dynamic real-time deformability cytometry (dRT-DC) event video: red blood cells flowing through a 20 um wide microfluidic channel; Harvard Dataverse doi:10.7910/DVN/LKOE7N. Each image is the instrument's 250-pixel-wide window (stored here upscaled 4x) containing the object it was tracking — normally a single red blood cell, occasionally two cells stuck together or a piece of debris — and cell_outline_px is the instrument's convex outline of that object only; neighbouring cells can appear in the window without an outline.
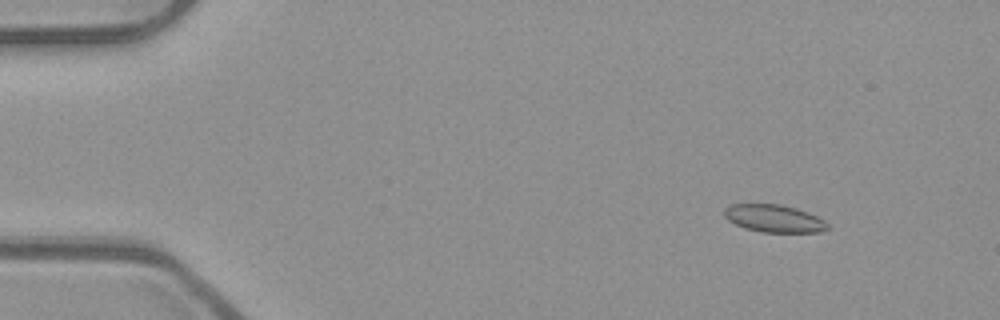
{"species": "common noctule bat (a hibernating species)", "species_latin": "Nyctalus noctula", "temperature_condition": "room temperature", "stored_images_in_passage": 53, "camera_frame_rate_fps": 3000, "um_per_image_px": 0.085, "animal": {"sex": "male", "body_mass_g": 23.1, "forearm_length_mm": 52.7}, "frame": {"image": 1, "passage_image": 6, "time_ms": 1.667, "image_size_px": [1000, 320], "cell_outline_px": [[828, 228], [820, 232], [760, 232], [744, 228], [728, 220], [724, 216], [724, 208], [732, 204], [780, 204], [796, 208], [808, 212], [824, 220], [828, 224]], "centroid_in_image_um": [65.78, 18.57], "position_along_channel_um": 19.2, "area_um2": 16.59}}
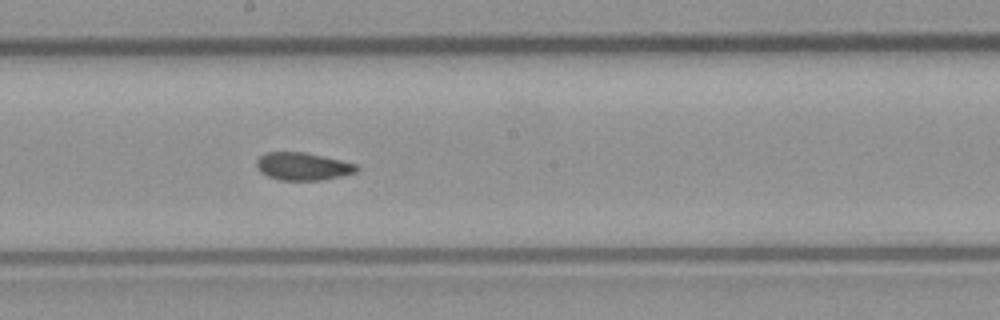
{"frame": {"image": 2, "passage_image": 29, "time_ms": 9.333, "image_size_px": [1000, 320], "cell_outline_px": [[360, 168], [356, 172], [324, 180], [280, 180], [268, 176], [260, 172], [256, 164], [256, 160], [260, 156], [268, 152], [304, 152], [340, 160], [356, 164]], "centroid_in_image_um": [25.74, 14.14], "position_along_channel_um": 222.5, "area_um2": 16.07}}
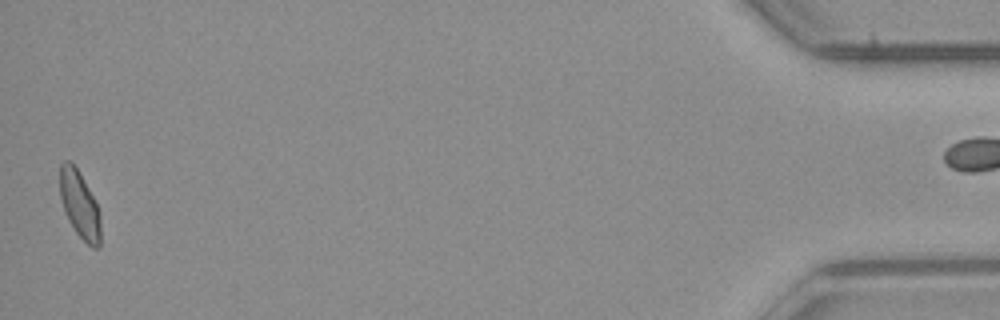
{"frame": {"image": 3, "passage_image": 52, "time_ms": 17.0, "image_size_px": [1000, 320], "cell_outline_px": [[100, 248], [92, 248], [76, 232], [68, 220], [64, 212], [60, 196], [60, 164], [64, 160], [68, 160], [76, 168], [88, 188], [100, 212]], "centroid_in_image_um": [6.76, 17.42], "position_along_channel_um": 428.4, "area_um2": 15.72}}